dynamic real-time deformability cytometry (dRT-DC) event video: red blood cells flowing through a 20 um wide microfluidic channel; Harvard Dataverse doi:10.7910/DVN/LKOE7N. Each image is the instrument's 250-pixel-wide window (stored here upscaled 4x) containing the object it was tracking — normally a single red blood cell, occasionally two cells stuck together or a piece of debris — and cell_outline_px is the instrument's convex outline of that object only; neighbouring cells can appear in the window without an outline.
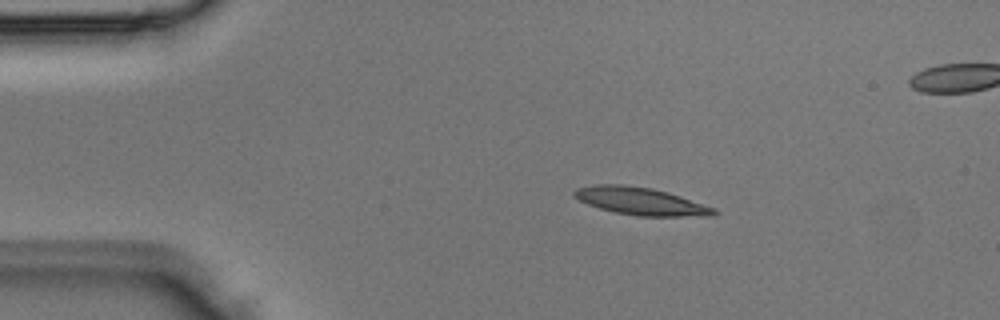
{"species": "Egyptian fruit bat (a non-hibernating species)", "species_latin": "Rousettus aegyptiacus", "temperature_condition": "room temperature", "stored_images_in_passage": 3, "camera_frame_rate_fps": 3000, "um_per_image_px": 0.085, "animal": {"sex": "male"}, "frame": {"image": 1, "passage_image": 1, "time_ms": 0.0, "image_size_px": [1000, 320], "cell_outline_px": [[716, 212], [712, 216], [640, 216], [616, 212], [600, 208], [588, 204], [580, 200], [572, 192], [576, 188], [596, 184], [624, 184], [652, 188], [668, 192], [716, 208]], "centroid_in_image_um": [54.47, 17.09], "position_along_channel_um": 30.5, "area_um2": 22.25}}